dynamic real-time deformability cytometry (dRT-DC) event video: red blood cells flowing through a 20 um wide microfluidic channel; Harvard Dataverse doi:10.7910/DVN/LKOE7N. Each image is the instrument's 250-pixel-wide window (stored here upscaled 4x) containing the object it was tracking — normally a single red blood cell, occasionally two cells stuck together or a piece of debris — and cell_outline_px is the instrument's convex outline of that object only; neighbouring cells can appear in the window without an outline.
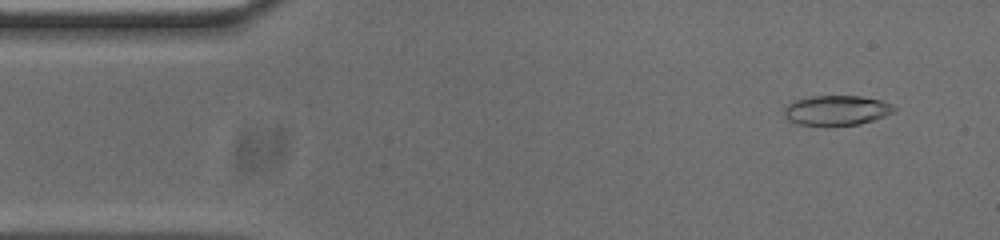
{"species": "common noctule bat (a hibernating species)", "species_latin": "Nyctalus noctula", "temperature_condition": "cold", "stored_images_in_passage": 53, "camera_frame_rate_fps": 3000, "um_per_image_px": 0.085, "animal": {"sex": "male", "body_mass_g": 20.0, "forearm_length_mm": 53.3}, "frame": {"image": 1, "passage_image": 4, "time_ms": 1.0, "image_size_px": [1000, 240], "cell_outline_px": [[896, 108], [892, 112], [884, 116], [860, 124], [832, 128], [828, 128], [796, 124], [788, 120], [784, 116], [784, 108], [792, 100], [808, 96], [860, 96], [880, 100], [892, 104]], "centroid_in_image_um": [71.03, 9.42], "position_along_channel_um": 14.0, "area_um2": 19.88}}
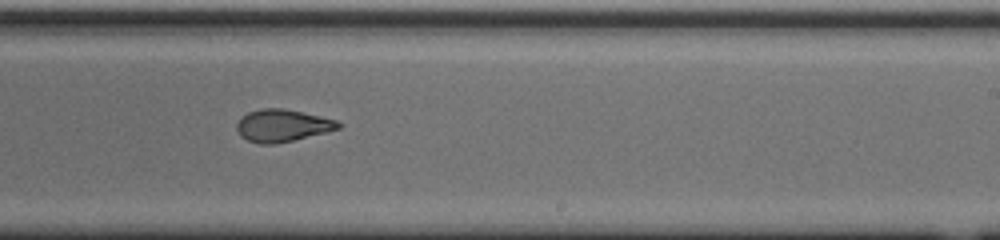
{"frame": {"image": 2, "passage_image": 31, "time_ms": 10.0, "image_size_px": [1000, 240], "cell_outline_px": [[344, 124], [340, 128], [276, 144], [260, 144], [248, 140], [240, 136], [236, 128], [236, 124], [248, 112], [260, 108], [284, 108], [304, 112], [336, 120]], "centroid_in_image_um": [24.0, 10.66], "position_along_channel_um": 265.0, "area_um2": 19.02}}
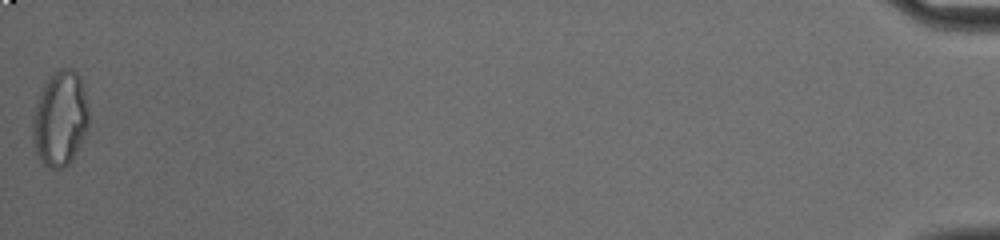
{"frame": {"image": 3, "passage_image": 53, "time_ms": 17.333, "image_size_px": [1000, 240], "cell_outline_px": [[88, 128], [72, 160], [64, 168], [48, 168], [40, 160], [36, 152], [32, 140], [32, 120], [36, 100], [48, 76], [60, 68], [72, 68], [80, 76], [84, 88], [88, 104]], "centroid_in_image_um": [5.1, 10.07], "position_along_channel_um": 430.1, "area_um2": 31.5}, "authors_computed_cell_mechanics": {"area_um2": 19.8832, "velocity_mm_per_s": 3.7606, "shape_relaxation_time_tau1_ms": null, "shape_relaxation_time_tau2_ms": 1.7107, "deformation_change_tau1": null, "deformation_change_tau2": 0.0839}}